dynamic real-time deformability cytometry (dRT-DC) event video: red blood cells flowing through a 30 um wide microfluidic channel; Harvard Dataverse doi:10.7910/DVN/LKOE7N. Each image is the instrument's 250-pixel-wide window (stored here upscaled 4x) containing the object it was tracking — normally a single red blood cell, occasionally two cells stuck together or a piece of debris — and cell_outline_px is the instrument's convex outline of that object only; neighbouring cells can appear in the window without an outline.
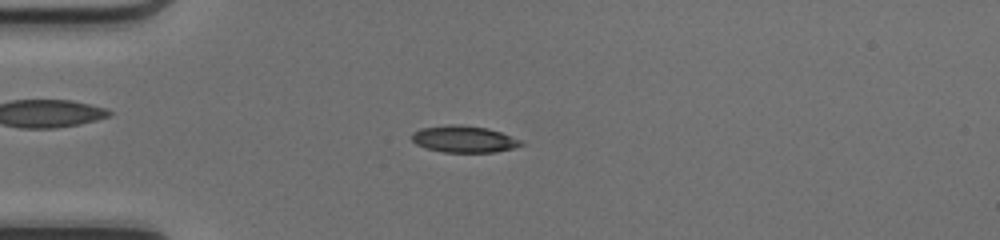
{"species": "common noctule bat (a hibernating species)", "species_latin": "Nyctalus noctula", "temperature_condition": "cold", "stored_images_in_passage": 50, "camera_frame_rate_fps": 3000, "um_per_image_px": 0.085, "animal": {"sex": "female", "body_mass_g": 17.0, "forearm_length_mm": 48.0}, "frame": {"image": 1, "passage_image": 14, "time_ms": 4.333, "image_size_px": [1000, 240], "cell_outline_px": [[524, 144], [512, 148], [496, 152], [444, 152], [424, 148], [416, 144], [412, 140], [412, 132], [420, 128], [448, 124], [460, 124], [488, 128], [500, 132], [520, 140]], "centroid_in_image_um": [39.38, 11.82], "position_along_channel_um": 45.6, "area_um2": 17.05}}
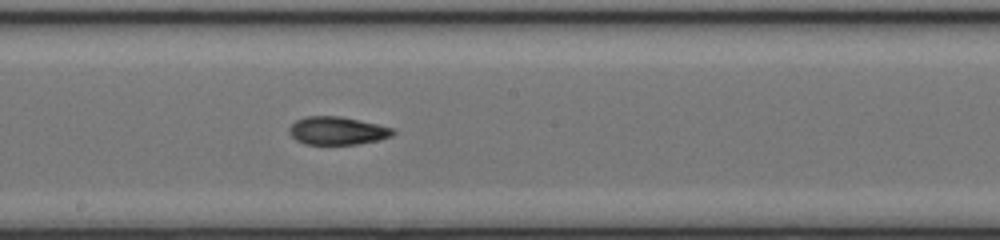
{"frame": {"image": 2, "passage_image": 28, "time_ms": 9.0, "image_size_px": [1000, 240], "cell_outline_px": [[396, 132], [392, 136], [380, 140], [356, 144], [304, 144], [296, 140], [288, 132], [288, 128], [296, 120], [304, 116], [340, 116], [360, 120], [396, 128]], "centroid_in_image_um": [28.69, 11.11], "position_along_channel_um": 219.5, "area_um2": 17.17}}
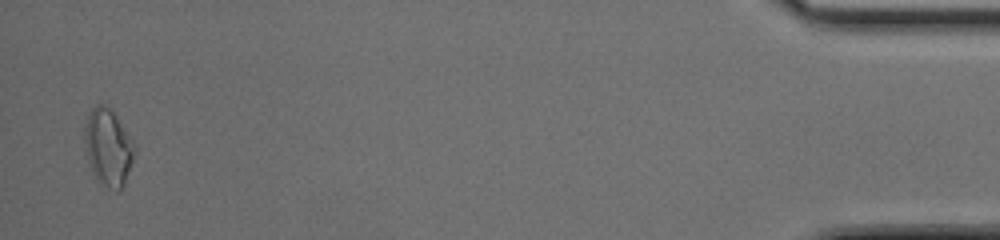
{"frame": {"image": 3, "passage_image": 49, "time_ms": 16.0, "image_size_px": [1000, 240], "cell_outline_px": [[136, 152], [124, 184], [116, 192], [100, 184], [96, 180], [92, 172], [88, 160], [84, 140], [84, 128], [88, 112], [96, 104], [104, 104], [112, 112], [132, 140], [136, 148]], "centroid_in_image_um": [9.17, 12.55], "position_along_channel_um": 426.0, "area_um2": 22.31}, "authors_computed_cell_mechanics": {"area_um2": 17.1666, "velocity_mm_per_s": 4.2063, "shape_relaxation_time_tau1_ms": null, "shape_relaxation_time_tau2_ms": 4.6107, "deformation_change_tau1": null, "deformation_change_tau2": 0.1333}}